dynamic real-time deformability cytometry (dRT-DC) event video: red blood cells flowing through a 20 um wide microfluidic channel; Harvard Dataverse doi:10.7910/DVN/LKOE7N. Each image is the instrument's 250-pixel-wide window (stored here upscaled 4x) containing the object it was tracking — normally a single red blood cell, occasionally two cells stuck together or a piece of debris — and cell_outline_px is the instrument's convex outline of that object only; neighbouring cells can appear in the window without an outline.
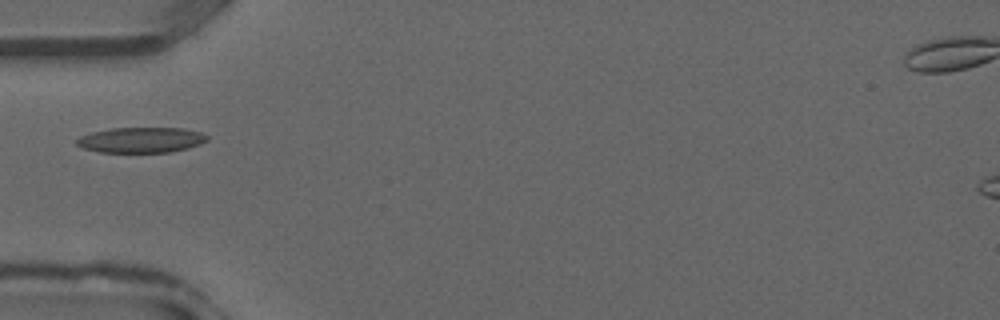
{"species": "common noctule bat (a hibernating species)", "species_latin": "Nyctalus noctula", "temperature_condition": "warm", "stored_images_in_passage": 25, "camera_frame_rate_fps": 3000, "um_per_image_px": 0.085, "animal": {"sex": "male", "forearm_length_mm": 52.5}, "frame": {"image": 1, "passage_image": 1, "time_ms": 0.0, "image_size_px": [1000, 320], "cell_outline_px": [[208, 140], [200, 144], [188, 148], [172, 152], [100, 152], [84, 148], [76, 144], [72, 140], [80, 136], [92, 132], [112, 128], [184, 128], [200, 132], [208, 136]], "centroid_in_image_um": [11.98, 11.89], "position_along_channel_um": 73.0, "area_um2": 19.42}}
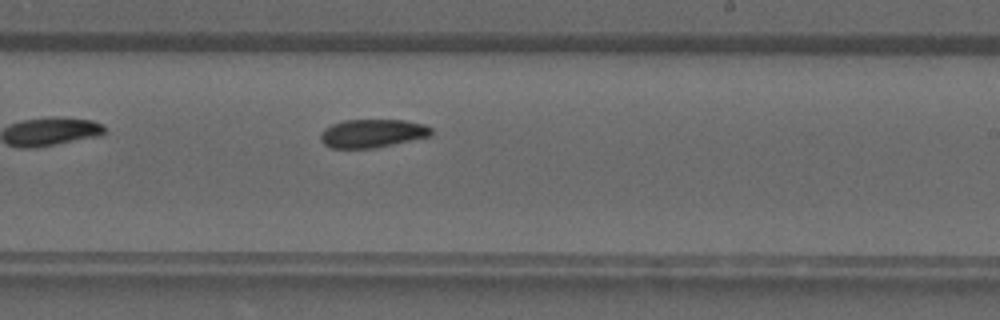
{"frame": {"image": 2, "passage_image": 11, "time_ms": 3.333, "image_size_px": [1000, 320], "cell_outline_px": [[436, 132], [432, 136], [376, 148], [328, 148], [320, 140], [320, 132], [324, 128], [332, 124], [344, 120], [404, 120], [424, 124], [432, 128]], "centroid_in_image_um": [31.68, 11.34], "position_along_channel_um": 257.3, "area_um2": 18.67}}
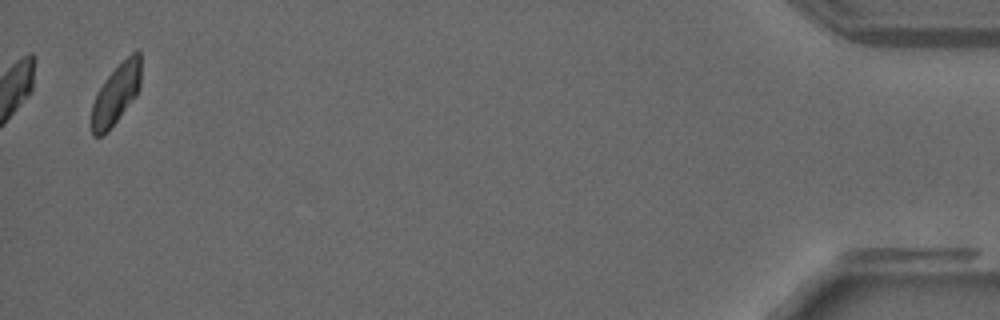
{"frame": {"image": 3, "passage_image": 25, "time_ms": 8.0, "image_size_px": [1000, 320], "cell_outline_px": [[140, 88], [136, 96], [108, 132], [104, 136], [92, 136], [92, 104], [96, 92], [104, 80], [136, 48], [140, 52]], "centroid_in_image_um": [9.86, 8.02], "position_along_channel_um": 425.3, "area_um2": 17.34}}